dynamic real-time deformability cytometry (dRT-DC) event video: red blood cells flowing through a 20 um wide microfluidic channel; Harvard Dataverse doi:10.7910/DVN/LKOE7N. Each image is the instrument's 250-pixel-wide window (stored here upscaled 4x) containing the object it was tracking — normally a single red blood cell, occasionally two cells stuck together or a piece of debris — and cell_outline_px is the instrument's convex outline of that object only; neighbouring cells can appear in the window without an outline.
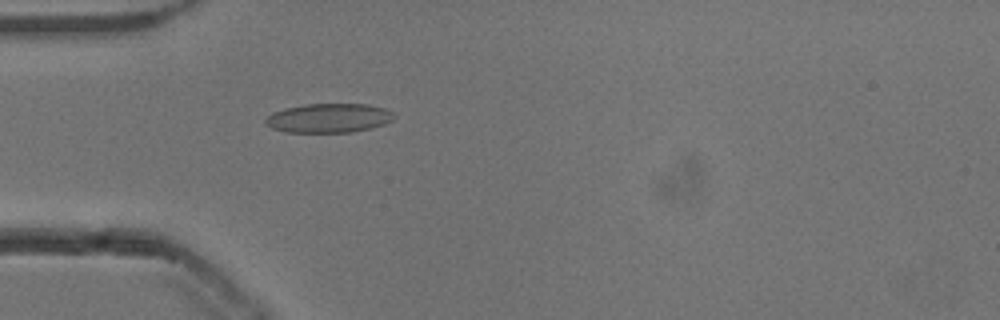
{"species": "common noctule bat (a hibernating species)", "species_latin": "Nyctalus noctula", "temperature_condition": "cold", "stored_images_in_passage": 53, "camera_frame_rate_fps": 3000, "um_per_image_px": 0.085, "animal": {"sex": "male", "body_mass_g": 13.3}, "frame": {"image": 1, "passage_image": 16, "time_ms": 5.0, "image_size_px": [1000, 320], "cell_outline_px": [[396, 116], [392, 120], [384, 124], [372, 128], [352, 132], [284, 132], [272, 128], [264, 124], [264, 120], [272, 112], [284, 108], [304, 104], [368, 104], [388, 108], [396, 112]], "centroid_in_image_um": [27.98, 10.03], "position_along_channel_um": 57.0, "area_um2": 22.25}}
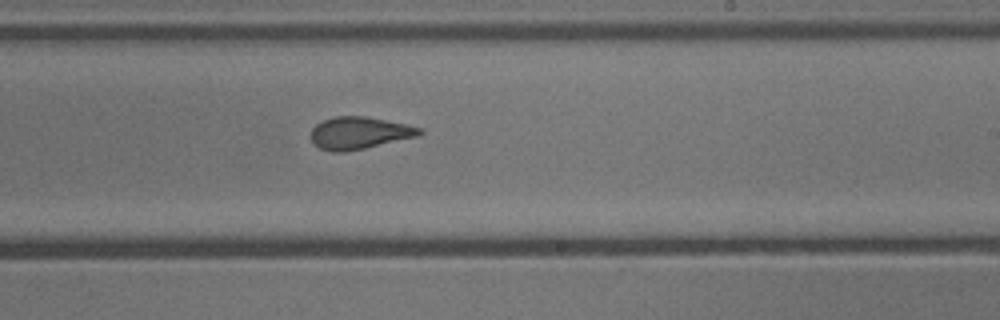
{"frame": {"image": 2, "passage_image": 32, "time_ms": 10.333, "image_size_px": [1000, 320], "cell_outline_px": [[424, 132], [420, 136], [364, 148], [344, 152], [332, 152], [320, 148], [312, 140], [312, 128], [316, 124], [324, 120], [336, 116], [364, 116], [404, 124], [420, 128]], "centroid_in_image_um": [30.55, 11.31], "position_along_channel_um": 258.5, "area_um2": 20.11}}
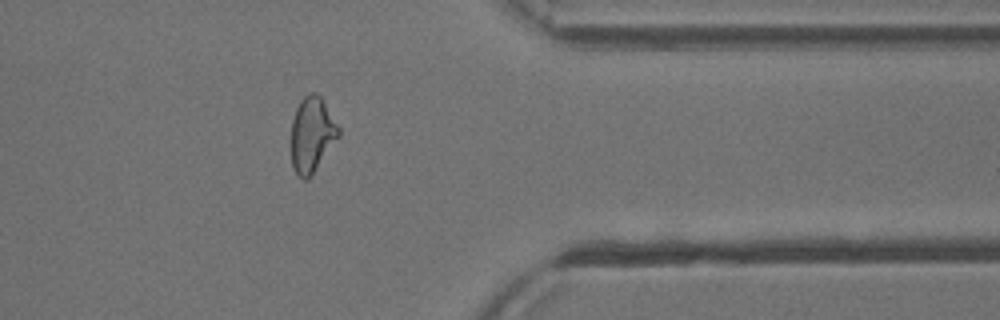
{"frame": {"image": 3, "passage_image": 43, "time_ms": 14.0, "image_size_px": [1000, 320], "cell_outline_px": [[340, 136], [308, 180], [304, 180], [292, 168], [292, 120], [296, 108], [300, 100], [308, 92], [316, 92], [320, 96], [340, 128]], "centroid_in_image_um": [26.52, 11.43], "position_along_channel_um": 384.9, "area_um2": 20.75}, "authors_computed_cell_mechanics": {"area_um2": 21.4438, "velocity_mm_per_s": 3.8416, "shape_relaxation_time_tau1_ms": null, "shape_relaxation_time_tau2_ms": 1.5392, "deformation_change_tau1": null, "deformation_change_tau2": 0.0642}}